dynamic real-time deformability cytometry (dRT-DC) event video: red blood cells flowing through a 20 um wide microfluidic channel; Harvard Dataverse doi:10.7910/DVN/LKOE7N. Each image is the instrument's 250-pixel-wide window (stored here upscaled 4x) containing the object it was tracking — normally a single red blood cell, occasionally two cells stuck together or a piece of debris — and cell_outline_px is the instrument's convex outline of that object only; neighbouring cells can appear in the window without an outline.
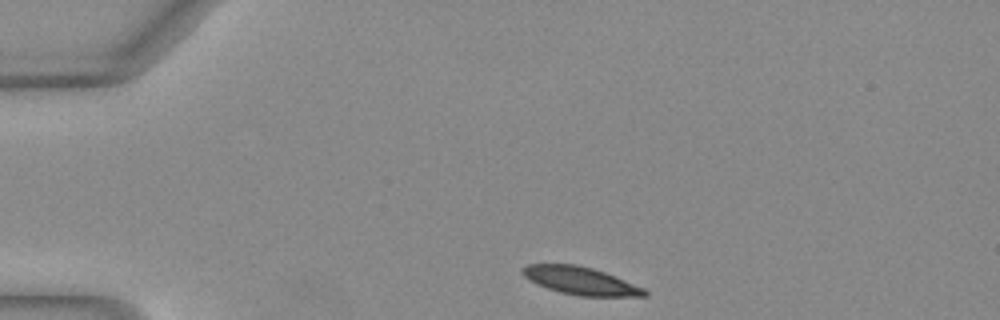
{"species": "Egyptian fruit bat (a non-hibernating species)", "species_latin": "Rousettus aegyptiacus", "temperature_condition": "warm", "stored_images_in_passage": 36, "camera_frame_rate_fps": 3000, "um_per_image_px": 0.085, "animal": {"sex": "female"}, "frame": {"image": 1, "passage_image": 1, "time_ms": 0.0, "image_size_px": [1000, 320], "cell_outline_px": [[648, 296], [580, 296], [560, 292], [536, 284], [528, 280], [520, 272], [520, 268], [528, 264], [576, 264], [592, 268], [604, 272], [644, 288], [648, 292]], "centroid_in_image_um": [49.3, 23.86], "position_along_channel_um": 35.7, "area_um2": 19.71}}
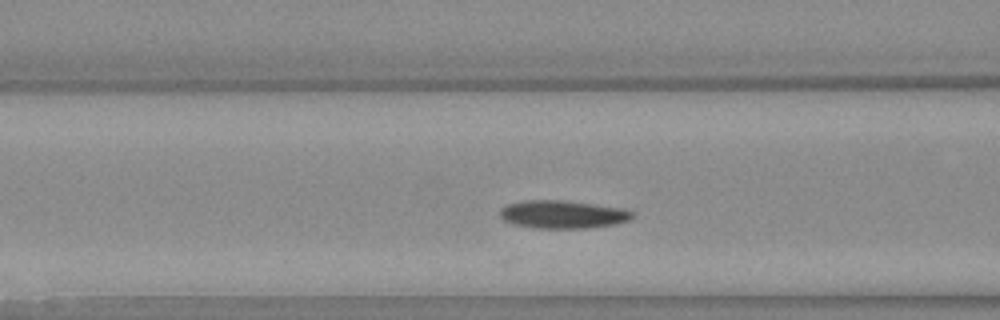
{"frame": {"image": 2, "passage_image": 11, "time_ms": 3.333, "image_size_px": [1000, 320], "cell_outline_px": [[636, 216], [632, 220], [612, 224], [588, 228], [536, 228], [516, 224], [504, 220], [500, 216], [500, 208], [508, 204], [524, 200], [560, 200], [624, 208], [636, 212]], "centroid_in_image_um": [47.89, 18.22], "position_along_channel_um": 118.7, "area_um2": 21.62}}
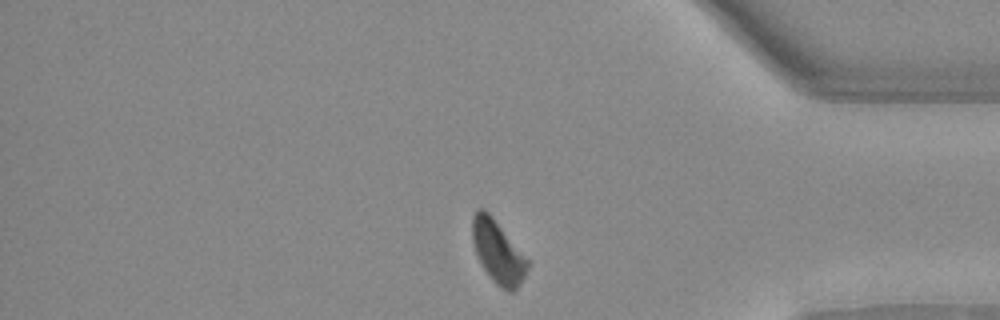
{"frame": {"image": 3, "passage_image": 33, "time_ms": 10.667, "image_size_px": [1000, 320], "cell_outline_px": [[528, 268], [520, 284], [512, 292], [508, 292], [500, 288], [492, 280], [484, 268], [476, 252], [472, 240], [472, 216], [476, 208], [484, 208], [488, 212], [528, 260]], "centroid_in_image_um": [42.3, 21.41], "position_along_channel_um": 392.9, "area_um2": 19.77}, "authors_computed_cell_mechanics": {"area_um2": 21.5305, "velocity_mm_per_s": 4.0277, "shape_relaxation_time_tau1_ms": 3.7111, "shape_relaxation_time_tau2_ms": null, "deformation_change_tau1": 0.1062, "deformation_change_tau2": null}}